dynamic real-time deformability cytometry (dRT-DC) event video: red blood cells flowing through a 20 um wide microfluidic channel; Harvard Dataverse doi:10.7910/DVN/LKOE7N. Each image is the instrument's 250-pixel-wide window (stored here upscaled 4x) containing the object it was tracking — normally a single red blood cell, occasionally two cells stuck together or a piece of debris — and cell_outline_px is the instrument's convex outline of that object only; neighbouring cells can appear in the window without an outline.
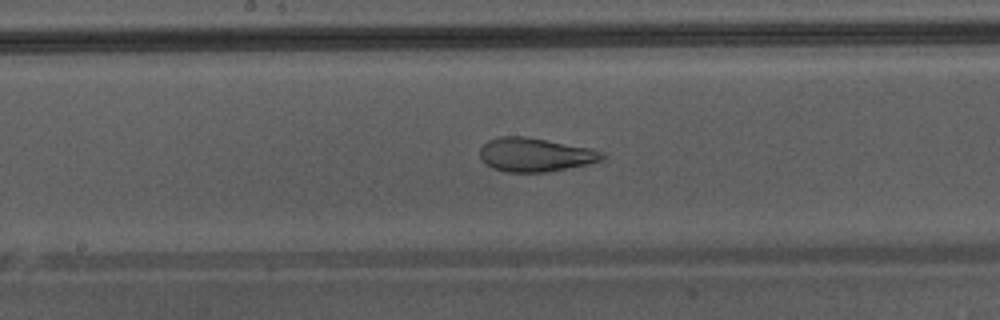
{"species": "Egyptian fruit bat (a non-hibernating species)", "species_latin": "Rousettus aegyptiacus", "temperature_condition": "warm", "stored_images_in_passage": 49, "camera_frame_rate_fps": 3000, "um_per_image_px": 0.085, "animal": {"sex": "male"}, "frame": {"image": 1, "passage_image": 28, "time_ms": 9.0, "image_size_px": [1000, 320], "cell_outline_px": [[604, 160], [588, 164], [548, 172], [508, 172], [492, 168], [484, 164], [480, 156], [480, 148], [488, 140], [500, 136], [524, 136], [592, 148], [604, 152]], "centroid_in_image_um": [45.5, 13.15], "position_along_channel_um": 202.7, "area_um2": 24.22}}